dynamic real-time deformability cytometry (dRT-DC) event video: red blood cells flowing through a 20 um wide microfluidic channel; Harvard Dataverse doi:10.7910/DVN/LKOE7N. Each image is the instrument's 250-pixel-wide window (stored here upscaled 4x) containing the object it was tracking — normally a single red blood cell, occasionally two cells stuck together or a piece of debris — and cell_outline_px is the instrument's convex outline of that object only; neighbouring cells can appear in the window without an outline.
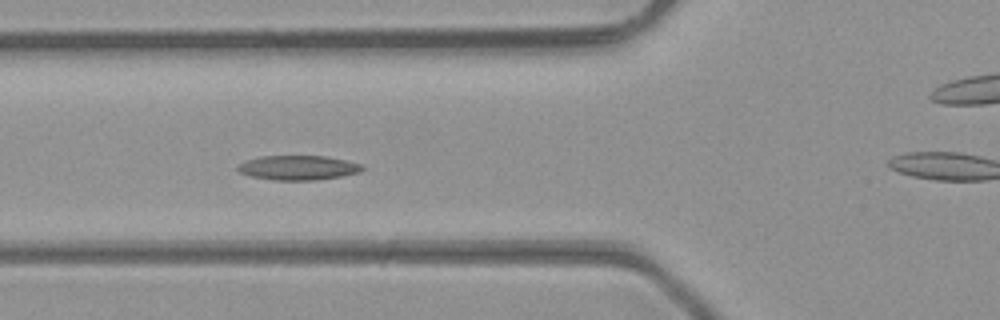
{"species": "common noctule bat (a hibernating species)", "species_latin": "Nyctalus noctula", "temperature_condition": "room temperature", "stored_images_in_passage": 38, "camera_frame_rate_fps": 3000, "um_per_image_px": 0.085, "animal": {"sex": "male", "body_mass_g": 23.1, "forearm_length_mm": 52.7}, "frame": {"image": 1, "passage_image": 13, "time_ms": 4.0, "image_size_px": [1000, 320], "cell_outline_px": [[364, 168], [360, 172], [340, 176], [316, 180], [272, 180], [252, 176], [240, 172], [236, 168], [236, 164], [244, 160], [260, 156], [324, 156], [364, 164]], "centroid_in_image_um": [25.31, 14.25], "position_along_channel_um": 100.5, "area_um2": 17.86}}
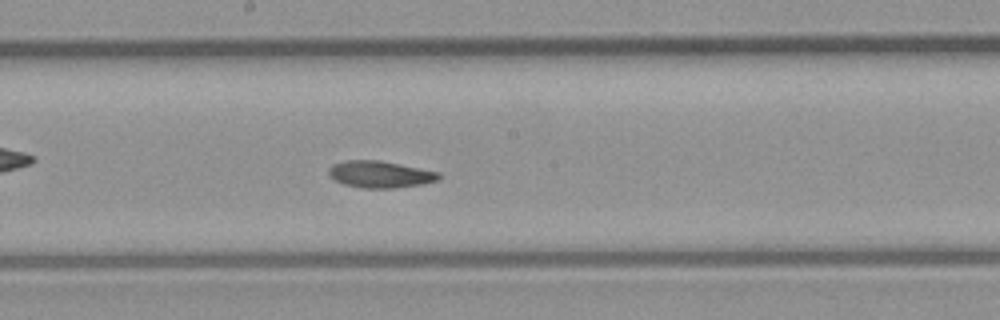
{"frame": {"image": 2, "passage_image": 21, "time_ms": 6.667, "image_size_px": [1000, 320], "cell_outline_px": [[440, 180], [424, 184], [396, 188], [360, 188], [344, 184], [328, 176], [328, 168], [332, 164], [344, 160], [380, 160], [440, 172]], "centroid_in_image_um": [32.31, 14.82], "position_along_channel_um": 215.9, "area_um2": 17.46}}
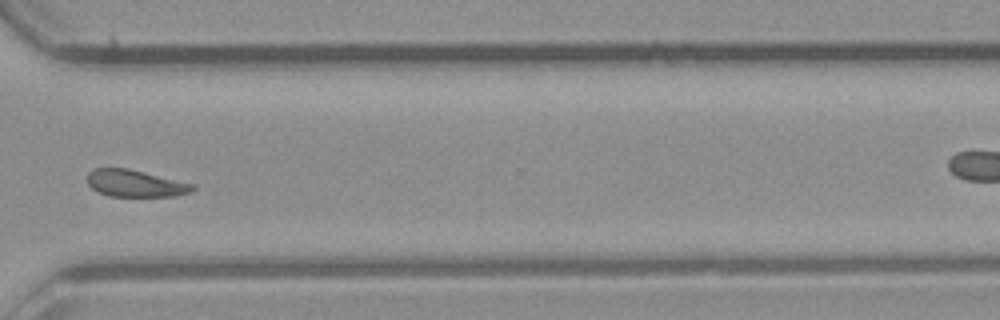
{"frame": {"image": 3, "passage_image": 31, "time_ms": 10.0, "image_size_px": [1000, 320], "cell_outline_px": [[196, 188], [192, 192], [176, 196], [108, 196], [96, 192], [88, 184], [88, 172], [92, 168], [128, 168], [196, 184]], "centroid_in_image_um": [11.52, 15.59], "position_along_channel_um": 359.1, "area_um2": 16.82}, "authors_computed_cell_mechanics": {"area_um2": 17.4556, "velocity_mm_per_s": 4.3018, "shape_relaxation_time_tau1_ms": 3.4238, "shape_relaxation_time_tau2_ms": null, "deformation_change_tau1": 0.1026, "deformation_change_tau2": null}}